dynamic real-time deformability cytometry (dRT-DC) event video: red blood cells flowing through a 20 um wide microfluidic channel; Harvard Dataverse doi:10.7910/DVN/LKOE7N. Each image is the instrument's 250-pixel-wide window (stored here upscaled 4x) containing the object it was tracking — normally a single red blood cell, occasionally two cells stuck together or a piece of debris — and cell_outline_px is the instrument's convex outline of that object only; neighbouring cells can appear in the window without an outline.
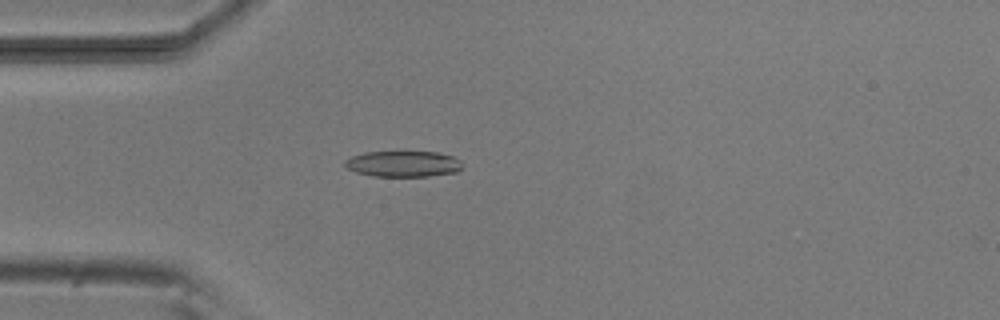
{"species": "common noctule bat (a hibernating species)", "species_latin": "Nyctalus noctula", "temperature_condition": "room temperature", "stored_images_in_passage": 5, "camera_frame_rate_fps": 3000, "um_per_image_px": 0.085, "animal": {"sex": "male", "body_mass_g": 20.5, "forearm_length_mm": 52.5}, "frame": {"image": 1, "passage_image": 5, "time_ms": 4.667, "image_size_px": [1000, 320], "cell_outline_px": [[464, 164], [456, 172], [428, 176], [372, 176], [356, 172], [348, 168], [344, 164], [344, 160], [352, 156], [364, 152], [436, 152], [452, 156], [460, 160]], "centroid_in_image_um": [34.27, 13.93], "position_along_channel_um": 50.7, "area_um2": 17.69}}